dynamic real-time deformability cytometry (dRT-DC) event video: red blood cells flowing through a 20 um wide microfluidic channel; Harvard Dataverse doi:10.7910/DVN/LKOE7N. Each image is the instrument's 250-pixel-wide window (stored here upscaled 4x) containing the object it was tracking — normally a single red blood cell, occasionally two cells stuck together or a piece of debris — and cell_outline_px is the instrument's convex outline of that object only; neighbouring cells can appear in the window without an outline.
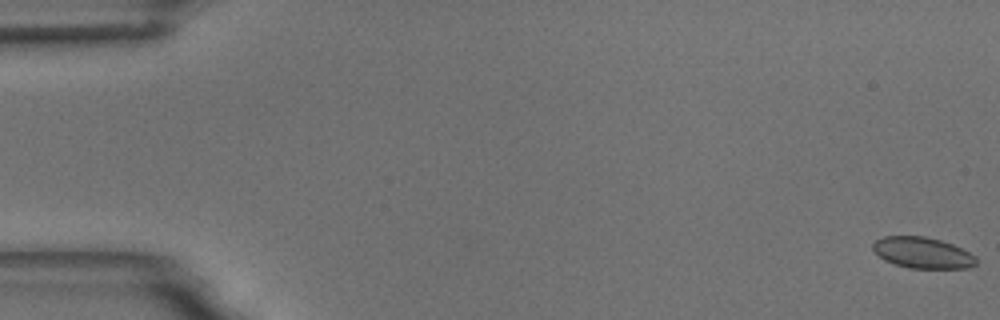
{"species": "common noctule bat (a hibernating species)", "species_latin": "Nyctalus noctula", "temperature_condition": "room temperature", "stored_images_in_passage": 56, "camera_frame_rate_fps": 3000, "um_per_image_px": 0.085, "animal": {"sex": "male", "body_mass_g": 18.8}, "frame": {"image": 1, "passage_image": 1, "time_ms": 0.0, "image_size_px": [1000, 320], "cell_outline_px": [[976, 264], [968, 268], [908, 268], [884, 260], [872, 248], [872, 244], [876, 240], [884, 236], [924, 236], [940, 240], [952, 244], [976, 256]], "centroid_in_image_um": [78.41, 21.48], "position_along_channel_um": 6.6, "area_um2": 18.55}}
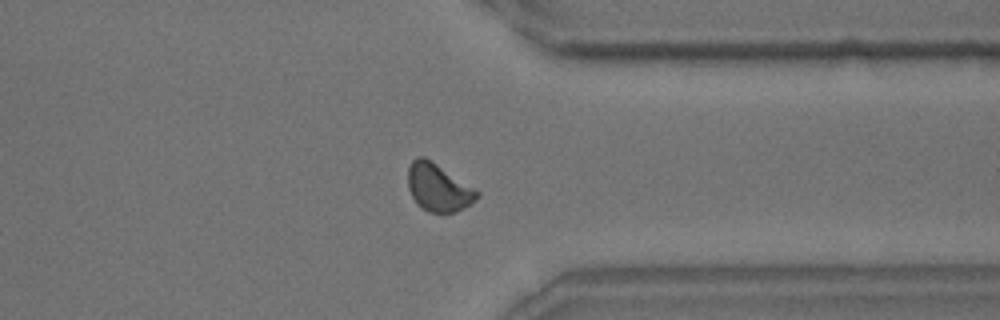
{"frame": {"image": 2, "passage_image": 44, "time_ms": 14.333, "image_size_px": [1000, 320], "cell_outline_px": [[480, 196], [476, 200], [464, 208], [456, 212], [428, 212], [420, 208], [416, 204], [408, 188], [408, 168], [412, 160], [416, 156], [424, 156], [432, 160], [480, 192]], "centroid_in_image_um": [37.24, 15.93], "position_along_channel_um": 374.2, "area_um2": 19.36}}
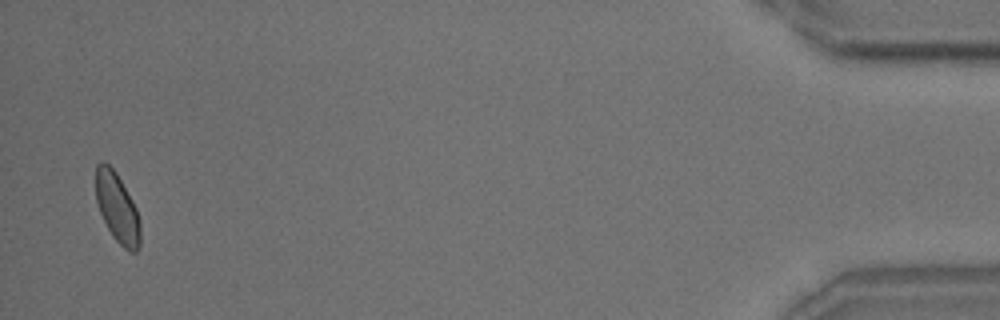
{"frame": {"image": 3, "passage_image": 55, "time_ms": 18.0, "image_size_px": [1000, 320], "cell_outline_px": [[140, 248], [136, 252], [128, 252], [112, 236], [100, 212], [96, 200], [96, 164], [100, 160], [104, 160], [116, 172], [132, 200], [136, 208], [140, 224]], "centroid_in_image_um": [9.97, 17.67], "position_along_channel_um": 425.2, "area_um2": 18.03}, "authors_computed_cell_mechanics": {"area_um2": 18.6694, "velocity_mm_per_s": 3.6517, "shape_relaxation_time_tau1_ms": null, "shape_relaxation_time_tau2_ms": 1.4434, "deformation_change_tau1": null, "deformation_change_tau2": 0.0313}}